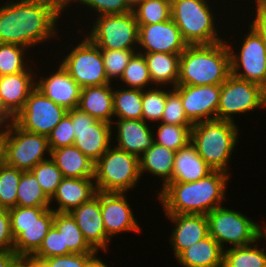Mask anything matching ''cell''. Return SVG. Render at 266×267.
<instances>
[{
    "instance_id": "53",
    "label": "cell",
    "mask_w": 266,
    "mask_h": 267,
    "mask_svg": "<svg viewBox=\"0 0 266 267\" xmlns=\"http://www.w3.org/2000/svg\"><path fill=\"white\" fill-rule=\"evenodd\" d=\"M11 267H31V256L19 257Z\"/></svg>"
},
{
    "instance_id": "55",
    "label": "cell",
    "mask_w": 266,
    "mask_h": 267,
    "mask_svg": "<svg viewBox=\"0 0 266 267\" xmlns=\"http://www.w3.org/2000/svg\"><path fill=\"white\" fill-rule=\"evenodd\" d=\"M31 267H49L43 260L31 256Z\"/></svg>"
},
{
    "instance_id": "24",
    "label": "cell",
    "mask_w": 266,
    "mask_h": 267,
    "mask_svg": "<svg viewBox=\"0 0 266 267\" xmlns=\"http://www.w3.org/2000/svg\"><path fill=\"white\" fill-rule=\"evenodd\" d=\"M96 194L97 189L94 177H64L58 185L56 193L50 199V208L54 212H70L83 203L90 201Z\"/></svg>"
},
{
    "instance_id": "1",
    "label": "cell",
    "mask_w": 266,
    "mask_h": 267,
    "mask_svg": "<svg viewBox=\"0 0 266 267\" xmlns=\"http://www.w3.org/2000/svg\"><path fill=\"white\" fill-rule=\"evenodd\" d=\"M5 1L0 4V43L32 51L35 46L61 38L57 28L65 6L59 0Z\"/></svg>"
},
{
    "instance_id": "27",
    "label": "cell",
    "mask_w": 266,
    "mask_h": 267,
    "mask_svg": "<svg viewBox=\"0 0 266 267\" xmlns=\"http://www.w3.org/2000/svg\"><path fill=\"white\" fill-rule=\"evenodd\" d=\"M175 155L176 151L154 144L139 157L141 179L146 172V174H152L162 181L160 189H163L172 181Z\"/></svg>"
},
{
    "instance_id": "4",
    "label": "cell",
    "mask_w": 266,
    "mask_h": 267,
    "mask_svg": "<svg viewBox=\"0 0 266 267\" xmlns=\"http://www.w3.org/2000/svg\"><path fill=\"white\" fill-rule=\"evenodd\" d=\"M240 130L237 123L230 121L216 119L199 122L192 127L191 144L214 170L230 173V157L239 145Z\"/></svg>"
},
{
    "instance_id": "50",
    "label": "cell",
    "mask_w": 266,
    "mask_h": 267,
    "mask_svg": "<svg viewBox=\"0 0 266 267\" xmlns=\"http://www.w3.org/2000/svg\"><path fill=\"white\" fill-rule=\"evenodd\" d=\"M18 258L14 251H0V267H11Z\"/></svg>"
},
{
    "instance_id": "18",
    "label": "cell",
    "mask_w": 266,
    "mask_h": 267,
    "mask_svg": "<svg viewBox=\"0 0 266 267\" xmlns=\"http://www.w3.org/2000/svg\"><path fill=\"white\" fill-rule=\"evenodd\" d=\"M187 118L193 123L217 119L221 85H177Z\"/></svg>"
},
{
    "instance_id": "3",
    "label": "cell",
    "mask_w": 266,
    "mask_h": 267,
    "mask_svg": "<svg viewBox=\"0 0 266 267\" xmlns=\"http://www.w3.org/2000/svg\"><path fill=\"white\" fill-rule=\"evenodd\" d=\"M231 75L226 41L188 45L180 55L177 85H221Z\"/></svg>"
},
{
    "instance_id": "20",
    "label": "cell",
    "mask_w": 266,
    "mask_h": 267,
    "mask_svg": "<svg viewBox=\"0 0 266 267\" xmlns=\"http://www.w3.org/2000/svg\"><path fill=\"white\" fill-rule=\"evenodd\" d=\"M57 65L48 75H38L36 68V88L67 111L72 110L78 107L81 87L60 63Z\"/></svg>"
},
{
    "instance_id": "28",
    "label": "cell",
    "mask_w": 266,
    "mask_h": 267,
    "mask_svg": "<svg viewBox=\"0 0 266 267\" xmlns=\"http://www.w3.org/2000/svg\"><path fill=\"white\" fill-rule=\"evenodd\" d=\"M213 171L214 169L198 155L195 147L190 143L176 152L171 182H195Z\"/></svg>"
},
{
    "instance_id": "46",
    "label": "cell",
    "mask_w": 266,
    "mask_h": 267,
    "mask_svg": "<svg viewBox=\"0 0 266 267\" xmlns=\"http://www.w3.org/2000/svg\"><path fill=\"white\" fill-rule=\"evenodd\" d=\"M47 138L51 151L60 147L73 145L75 136L72 118L66 113Z\"/></svg>"
},
{
    "instance_id": "57",
    "label": "cell",
    "mask_w": 266,
    "mask_h": 267,
    "mask_svg": "<svg viewBox=\"0 0 266 267\" xmlns=\"http://www.w3.org/2000/svg\"><path fill=\"white\" fill-rule=\"evenodd\" d=\"M260 240H265L264 242H266V227L261 231L260 236H259ZM266 248V246H264Z\"/></svg>"
},
{
    "instance_id": "44",
    "label": "cell",
    "mask_w": 266,
    "mask_h": 267,
    "mask_svg": "<svg viewBox=\"0 0 266 267\" xmlns=\"http://www.w3.org/2000/svg\"><path fill=\"white\" fill-rule=\"evenodd\" d=\"M71 253L72 252L67 247H64L62 232H59L57 228L52 225L48 234L43 239L41 246L32 257L44 260L49 257L69 255Z\"/></svg>"
},
{
    "instance_id": "40",
    "label": "cell",
    "mask_w": 266,
    "mask_h": 267,
    "mask_svg": "<svg viewBox=\"0 0 266 267\" xmlns=\"http://www.w3.org/2000/svg\"><path fill=\"white\" fill-rule=\"evenodd\" d=\"M22 170L3 165L0 166V208L10 209L17 206V189Z\"/></svg>"
},
{
    "instance_id": "26",
    "label": "cell",
    "mask_w": 266,
    "mask_h": 267,
    "mask_svg": "<svg viewBox=\"0 0 266 267\" xmlns=\"http://www.w3.org/2000/svg\"><path fill=\"white\" fill-rule=\"evenodd\" d=\"M220 244L210 235L185 249L176 261L182 267H223Z\"/></svg>"
},
{
    "instance_id": "45",
    "label": "cell",
    "mask_w": 266,
    "mask_h": 267,
    "mask_svg": "<svg viewBox=\"0 0 266 267\" xmlns=\"http://www.w3.org/2000/svg\"><path fill=\"white\" fill-rule=\"evenodd\" d=\"M162 123L175 124L179 126H193L187 118L181 102L180 94L173 88L166 99L165 108L161 119Z\"/></svg>"
},
{
    "instance_id": "36",
    "label": "cell",
    "mask_w": 266,
    "mask_h": 267,
    "mask_svg": "<svg viewBox=\"0 0 266 267\" xmlns=\"http://www.w3.org/2000/svg\"><path fill=\"white\" fill-rule=\"evenodd\" d=\"M155 144L165 146L174 151L188 146L191 143V131L193 126H179L175 124H166L158 122L153 127Z\"/></svg>"
},
{
    "instance_id": "49",
    "label": "cell",
    "mask_w": 266,
    "mask_h": 267,
    "mask_svg": "<svg viewBox=\"0 0 266 267\" xmlns=\"http://www.w3.org/2000/svg\"><path fill=\"white\" fill-rule=\"evenodd\" d=\"M249 13H253L252 15L249 14V18L253 16L252 21H248V24L254 31H256L265 41H266V11H248ZM251 16V17H250Z\"/></svg>"
},
{
    "instance_id": "14",
    "label": "cell",
    "mask_w": 266,
    "mask_h": 267,
    "mask_svg": "<svg viewBox=\"0 0 266 267\" xmlns=\"http://www.w3.org/2000/svg\"><path fill=\"white\" fill-rule=\"evenodd\" d=\"M67 114L73 123V145L95 163L113 145L112 125L96 120L79 108L68 110Z\"/></svg>"
},
{
    "instance_id": "7",
    "label": "cell",
    "mask_w": 266,
    "mask_h": 267,
    "mask_svg": "<svg viewBox=\"0 0 266 267\" xmlns=\"http://www.w3.org/2000/svg\"><path fill=\"white\" fill-rule=\"evenodd\" d=\"M8 211L14 237L13 251L19 257L32 256L53 225L54 211L50 207L20 206Z\"/></svg>"
},
{
    "instance_id": "31",
    "label": "cell",
    "mask_w": 266,
    "mask_h": 267,
    "mask_svg": "<svg viewBox=\"0 0 266 267\" xmlns=\"http://www.w3.org/2000/svg\"><path fill=\"white\" fill-rule=\"evenodd\" d=\"M227 248L223 252V267H266V248L258 244Z\"/></svg>"
},
{
    "instance_id": "30",
    "label": "cell",
    "mask_w": 266,
    "mask_h": 267,
    "mask_svg": "<svg viewBox=\"0 0 266 267\" xmlns=\"http://www.w3.org/2000/svg\"><path fill=\"white\" fill-rule=\"evenodd\" d=\"M154 86L175 88L179 77L181 54H143Z\"/></svg>"
},
{
    "instance_id": "21",
    "label": "cell",
    "mask_w": 266,
    "mask_h": 267,
    "mask_svg": "<svg viewBox=\"0 0 266 267\" xmlns=\"http://www.w3.org/2000/svg\"><path fill=\"white\" fill-rule=\"evenodd\" d=\"M111 125L112 144L120 150L140 157L155 144L153 125L142 119H113Z\"/></svg>"
},
{
    "instance_id": "19",
    "label": "cell",
    "mask_w": 266,
    "mask_h": 267,
    "mask_svg": "<svg viewBox=\"0 0 266 267\" xmlns=\"http://www.w3.org/2000/svg\"><path fill=\"white\" fill-rule=\"evenodd\" d=\"M24 72L0 76V114L12 119L23 109L36 88V67ZM35 70V72H34Z\"/></svg>"
},
{
    "instance_id": "41",
    "label": "cell",
    "mask_w": 266,
    "mask_h": 267,
    "mask_svg": "<svg viewBox=\"0 0 266 267\" xmlns=\"http://www.w3.org/2000/svg\"><path fill=\"white\" fill-rule=\"evenodd\" d=\"M30 171L35 175L41 189L51 199L64 178L56 163L50 157L38 163Z\"/></svg>"
},
{
    "instance_id": "35",
    "label": "cell",
    "mask_w": 266,
    "mask_h": 267,
    "mask_svg": "<svg viewBox=\"0 0 266 267\" xmlns=\"http://www.w3.org/2000/svg\"><path fill=\"white\" fill-rule=\"evenodd\" d=\"M17 206L50 207V198L41 189L31 171H23L17 189Z\"/></svg>"
},
{
    "instance_id": "47",
    "label": "cell",
    "mask_w": 266,
    "mask_h": 267,
    "mask_svg": "<svg viewBox=\"0 0 266 267\" xmlns=\"http://www.w3.org/2000/svg\"><path fill=\"white\" fill-rule=\"evenodd\" d=\"M94 254L95 253H71L69 255L49 257L43 261L49 267H85L87 261Z\"/></svg>"
},
{
    "instance_id": "8",
    "label": "cell",
    "mask_w": 266,
    "mask_h": 267,
    "mask_svg": "<svg viewBox=\"0 0 266 267\" xmlns=\"http://www.w3.org/2000/svg\"><path fill=\"white\" fill-rule=\"evenodd\" d=\"M206 217L209 235L223 250L252 244L259 239L261 231L266 227L265 221L263 225L258 224L246 214L223 205L216 207ZM224 244L230 246L226 247Z\"/></svg>"
},
{
    "instance_id": "22",
    "label": "cell",
    "mask_w": 266,
    "mask_h": 267,
    "mask_svg": "<svg viewBox=\"0 0 266 267\" xmlns=\"http://www.w3.org/2000/svg\"><path fill=\"white\" fill-rule=\"evenodd\" d=\"M81 230L87 243L101 253L108 252L111 239L107 236L101 216L100 192L90 201L69 212Z\"/></svg>"
},
{
    "instance_id": "13",
    "label": "cell",
    "mask_w": 266,
    "mask_h": 267,
    "mask_svg": "<svg viewBox=\"0 0 266 267\" xmlns=\"http://www.w3.org/2000/svg\"><path fill=\"white\" fill-rule=\"evenodd\" d=\"M48 157V158H47ZM51 157L47 136L31 133L11 122L6 135L5 164L30 171Z\"/></svg>"
},
{
    "instance_id": "43",
    "label": "cell",
    "mask_w": 266,
    "mask_h": 267,
    "mask_svg": "<svg viewBox=\"0 0 266 267\" xmlns=\"http://www.w3.org/2000/svg\"><path fill=\"white\" fill-rule=\"evenodd\" d=\"M105 73L111 83L119 82L132 56L138 50H101Z\"/></svg>"
},
{
    "instance_id": "29",
    "label": "cell",
    "mask_w": 266,
    "mask_h": 267,
    "mask_svg": "<svg viewBox=\"0 0 266 267\" xmlns=\"http://www.w3.org/2000/svg\"><path fill=\"white\" fill-rule=\"evenodd\" d=\"M51 159L66 178L94 177V162L75 145L64 146L51 151Z\"/></svg>"
},
{
    "instance_id": "5",
    "label": "cell",
    "mask_w": 266,
    "mask_h": 267,
    "mask_svg": "<svg viewBox=\"0 0 266 267\" xmlns=\"http://www.w3.org/2000/svg\"><path fill=\"white\" fill-rule=\"evenodd\" d=\"M209 1L171 0V19L187 45H210L225 40L219 31V22H216L218 17L213 12L216 7Z\"/></svg>"
},
{
    "instance_id": "6",
    "label": "cell",
    "mask_w": 266,
    "mask_h": 267,
    "mask_svg": "<svg viewBox=\"0 0 266 267\" xmlns=\"http://www.w3.org/2000/svg\"><path fill=\"white\" fill-rule=\"evenodd\" d=\"M141 179L139 157L112 145L94 164V181L99 192L128 193Z\"/></svg>"
},
{
    "instance_id": "9",
    "label": "cell",
    "mask_w": 266,
    "mask_h": 267,
    "mask_svg": "<svg viewBox=\"0 0 266 267\" xmlns=\"http://www.w3.org/2000/svg\"><path fill=\"white\" fill-rule=\"evenodd\" d=\"M92 22L91 27L87 22L89 31L80 32L101 50H138L139 26L133 11L96 16Z\"/></svg>"
},
{
    "instance_id": "52",
    "label": "cell",
    "mask_w": 266,
    "mask_h": 267,
    "mask_svg": "<svg viewBox=\"0 0 266 267\" xmlns=\"http://www.w3.org/2000/svg\"><path fill=\"white\" fill-rule=\"evenodd\" d=\"M98 251L87 261L85 267H110L101 257H98Z\"/></svg>"
},
{
    "instance_id": "15",
    "label": "cell",
    "mask_w": 266,
    "mask_h": 267,
    "mask_svg": "<svg viewBox=\"0 0 266 267\" xmlns=\"http://www.w3.org/2000/svg\"><path fill=\"white\" fill-rule=\"evenodd\" d=\"M67 110L35 88L13 121L23 130L48 136Z\"/></svg>"
},
{
    "instance_id": "37",
    "label": "cell",
    "mask_w": 266,
    "mask_h": 267,
    "mask_svg": "<svg viewBox=\"0 0 266 267\" xmlns=\"http://www.w3.org/2000/svg\"><path fill=\"white\" fill-rule=\"evenodd\" d=\"M132 11L138 25L165 22L171 19V0H140Z\"/></svg>"
},
{
    "instance_id": "25",
    "label": "cell",
    "mask_w": 266,
    "mask_h": 267,
    "mask_svg": "<svg viewBox=\"0 0 266 267\" xmlns=\"http://www.w3.org/2000/svg\"><path fill=\"white\" fill-rule=\"evenodd\" d=\"M113 85L109 83L101 86L81 88L78 107L96 120L112 124L113 110Z\"/></svg>"
},
{
    "instance_id": "10",
    "label": "cell",
    "mask_w": 266,
    "mask_h": 267,
    "mask_svg": "<svg viewBox=\"0 0 266 267\" xmlns=\"http://www.w3.org/2000/svg\"><path fill=\"white\" fill-rule=\"evenodd\" d=\"M82 36L81 41L73 46L69 44L67 55H63L58 63L71 75V77L79 84L81 88L101 86L111 83L106 76L104 61L101 49L92 43L82 32H78ZM84 36V37H83ZM71 47V48H70ZM62 60V61H61Z\"/></svg>"
},
{
    "instance_id": "54",
    "label": "cell",
    "mask_w": 266,
    "mask_h": 267,
    "mask_svg": "<svg viewBox=\"0 0 266 267\" xmlns=\"http://www.w3.org/2000/svg\"><path fill=\"white\" fill-rule=\"evenodd\" d=\"M253 3L254 11H266V0H249ZM255 2V3H254Z\"/></svg>"
},
{
    "instance_id": "11",
    "label": "cell",
    "mask_w": 266,
    "mask_h": 267,
    "mask_svg": "<svg viewBox=\"0 0 266 267\" xmlns=\"http://www.w3.org/2000/svg\"><path fill=\"white\" fill-rule=\"evenodd\" d=\"M239 47L225 39L230 52L231 74L236 78L266 87V41L249 25ZM228 41V42H227ZM232 45V46H231ZM234 49V50H233ZM239 49V51L237 50ZM237 50V51H236ZM236 51V52H235Z\"/></svg>"
},
{
    "instance_id": "59",
    "label": "cell",
    "mask_w": 266,
    "mask_h": 267,
    "mask_svg": "<svg viewBox=\"0 0 266 267\" xmlns=\"http://www.w3.org/2000/svg\"><path fill=\"white\" fill-rule=\"evenodd\" d=\"M64 6H66L71 0H59Z\"/></svg>"
},
{
    "instance_id": "12",
    "label": "cell",
    "mask_w": 266,
    "mask_h": 267,
    "mask_svg": "<svg viewBox=\"0 0 266 267\" xmlns=\"http://www.w3.org/2000/svg\"><path fill=\"white\" fill-rule=\"evenodd\" d=\"M264 109V88L256 83L236 78L232 74L221 84L217 120L236 123L234 116Z\"/></svg>"
},
{
    "instance_id": "2",
    "label": "cell",
    "mask_w": 266,
    "mask_h": 267,
    "mask_svg": "<svg viewBox=\"0 0 266 267\" xmlns=\"http://www.w3.org/2000/svg\"><path fill=\"white\" fill-rule=\"evenodd\" d=\"M230 173L214 170L195 182H169L156 196L164 214L207 215L226 200Z\"/></svg>"
},
{
    "instance_id": "34",
    "label": "cell",
    "mask_w": 266,
    "mask_h": 267,
    "mask_svg": "<svg viewBox=\"0 0 266 267\" xmlns=\"http://www.w3.org/2000/svg\"><path fill=\"white\" fill-rule=\"evenodd\" d=\"M31 50L16 44L0 43V76L27 71L33 63ZM27 57V58H26ZM29 62V63H28ZM30 65V66H29Z\"/></svg>"
},
{
    "instance_id": "23",
    "label": "cell",
    "mask_w": 266,
    "mask_h": 267,
    "mask_svg": "<svg viewBox=\"0 0 266 267\" xmlns=\"http://www.w3.org/2000/svg\"><path fill=\"white\" fill-rule=\"evenodd\" d=\"M173 224L169 244L177 258L185 249L209 235L208 220L203 214H164Z\"/></svg>"
},
{
    "instance_id": "32",
    "label": "cell",
    "mask_w": 266,
    "mask_h": 267,
    "mask_svg": "<svg viewBox=\"0 0 266 267\" xmlns=\"http://www.w3.org/2000/svg\"><path fill=\"white\" fill-rule=\"evenodd\" d=\"M53 225L59 232H62L64 247H67L72 253L97 252L87 243L84 235L69 212H54Z\"/></svg>"
},
{
    "instance_id": "38",
    "label": "cell",
    "mask_w": 266,
    "mask_h": 267,
    "mask_svg": "<svg viewBox=\"0 0 266 267\" xmlns=\"http://www.w3.org/2000/svg\"><path fill=\"white\" fill-rule=\"evenodd\" d=\"M119 81L122 84H117L126 88L145 90L155 87L151 81L144 55L139 52L132 56Z\"/></svg>"
},
{
    "instance_id": "56",
    "label": "cell",
    "mask_w": 266,
    "mask_h": 267,
    "mask_svg": "<svg viewBox=\"0 0 266 267\" xmlns=\"http://www.w3.org/2000/svg\"><path fill=\"white\" fill-rule=\"evenodd\" d=\"M6 143H0V166L5 165Z\"/></svg>"
},
{
    "instance_id": "17",
    "label": "cell",
    "mask_w": 266,
    "mask_h": 267,
    "mask_svg": "<svg viewBox=\"0 0 266 267\" xmlns=\"http://www.w3.org/2000/svg\"><path fill=\"white\" fill-rule=\"evenodd\" d=\"M138 26V52L141 54H182L188 46L172 19Z\"/></svg>"
},
{
    "instance_id": "48",
    "label": "cell",
    "mask_w": 266,
    "mask_h": 267,
    "mask_svg": "<svg viewBox=\"0 0 266 267\" xmlns=\"http://www.w3.org/2000/svg\"><path fill=\"white\" fill-rule=\"evenodd\" d=\"M14 237L8 209L0 208V251H13Z\"/></svg>"
},
{
    "instance_id": "16",
    "label": "cell",
    "mask_w": 266,
    "mask_h": 267,
    "mask_svg": "<svg viewBox=\"0 0 266 267\" xmlns=\"http://www.w3.org/2000/svg\"><path fill=\"white\" fill-rule=\"evenodd\" d=\"M128 201L127 193L100 192L101 216L110 239L122 233L143 231Z\"/></svg>"
},
{
    "instance_id": "33",
    "label": "cell",
    "mask_w": 266,
    "mask_h": 267,
    "mask_svg": "<svg viewBox=\"0 0 266 267\" xmlns=\"http://www.w3.org/2000/svg\"><path fill=\"white\" fill-rule=\"evenodd\" d=\"M113 87V119H142V90ZM122 88V89H119Z\"/></svg>"
},
{
    "instance_id": "60",
    "label": "cell",
    "mask_w": 266,
    "mask_h": 267,
    "mask_svg": "<svg viewBox=\"0 0 266 267\" xmlns=\"http://www.w3.org/2000/svg\"><path fill=\"white\" fill-rule=\"evenodd\" d=\"M264 97H265V109H266V87L264 88Z\"/></svg>"
},
{
    "instance_id": "39",
    "label": "cell",
    "mask_w": 266,
    "mask_h": 267,
    "mask_svg": "<svg viewBox=\"0 0 266 267\" xmlns=\"http://www.w3.org/2000/svg\"><path fill=\"white\" fill-rule=\"evenodd\" d=\"M173 88L155 86L142 90V120L154 125L161 122L167 94Z\"/></svg>"
},
{
    "instance_id": "51",
    "label": "cell",
    "mask_w": 266,
    "mask_h": 267,
    "mask_svg": "<svg viewBox=\"0 0 266 267\" xmlns=\"http://www.w3.org/2000/svg\"><path fill=\"white\" fill-rule=\"evenodd\" d=\"M12 121L10 116L0 114V143H6V135Z\"/></svg>"
},
{
    "instance_id": "42",
    "label": "cell",
    "mask_w": 266,
    "mask_h": 267,
    "mask_svg": "<svg viewBox=\"0 0 266 267\" xmlns=\"http://www.w3.org/2000/svg\"><path fill=\"white\" fill-rule=\"evenodd\" d=\"M74 2L77 5H75ZM72 4L75 6L74 8H79L81 5V9L85 8L87 11H92L95 17L101 15L124 14L132 11V6L127 0H71L65 6L67 12L68 9L73 6Z\"/></svg>"
},
{
    "instance_id": "58",
    "label": "cell",
    "mask_w": 266,
    "mask_h": 267,
    "mask_svg": "<svg viewBox=\"0 0 266 267\" xmlns=\"http://www.w3.org/2000/svg\"><path fill=\"white\" fill-rule=\"evenodd\" d=\"M129 4L133 7L136 3H138L140 0H127Z\"/></svg>"
}]
</instances>
